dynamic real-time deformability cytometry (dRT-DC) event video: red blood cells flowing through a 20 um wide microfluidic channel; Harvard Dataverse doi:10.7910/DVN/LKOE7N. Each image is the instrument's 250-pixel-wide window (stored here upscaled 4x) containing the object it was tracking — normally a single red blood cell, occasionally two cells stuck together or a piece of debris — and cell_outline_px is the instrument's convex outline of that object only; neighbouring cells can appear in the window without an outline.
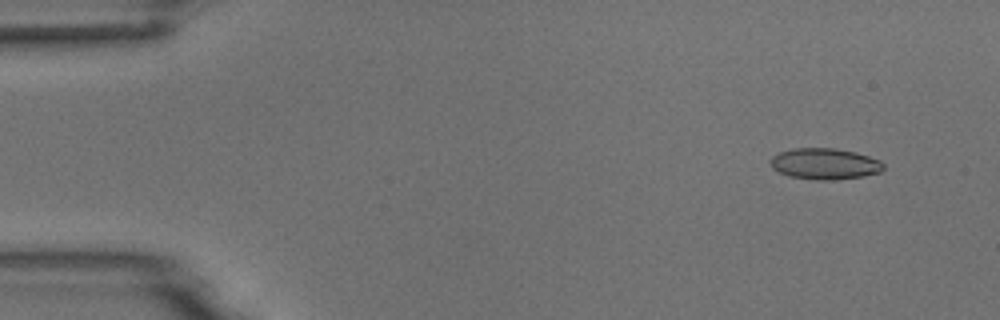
{"species": "common noctule bat (a hibernating species)", "species_latin": "Nyctalus noctula", "temperature_condition": "room temperature", "stored_images_in_passage": 5, "camera_frame_rate_fps": 3000, "um_per_image_px": 0.085, "animal": {"sex": "male", "body_mass_g": 18.8}, "frame": {"image": 1, "passage_image": 2, "time_ms": 1.0, "image_size_px": [1000, 320], "cell_outline_px": [[884, 168], [880, 172], [864, 176], [836, 180], [816, 180], [788, 176], [772, 168], [768, 160], [772, 156], [780, 152], [796, 148], [836, 148], [856, 152], [880, 160], [884, 164]], "centroid_in_image_um": [70.1, 13.93], "position_along_channel_um": 14.9, "area_um2": 20.69}}
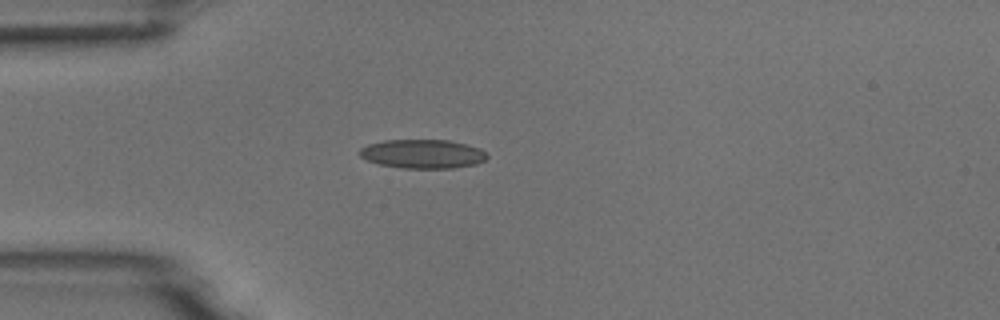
{"frame": {"image": 2, "passage_image": 4, "time_ms": 4.333, "image_size_px": [1000, 320], "cell_outline_px": [[488, 156], [484, 160], [476, 164], [452, 168], [400, 168], [380, 164], [368, 160], [360, 156], [360, 148], [368, 144], [384, 140], [448, 140], [480, 148]], "centroid_in_image_um": [35.91, 13.08], "position_along_channel_um": 49.1, "area_um2": 21.33}}